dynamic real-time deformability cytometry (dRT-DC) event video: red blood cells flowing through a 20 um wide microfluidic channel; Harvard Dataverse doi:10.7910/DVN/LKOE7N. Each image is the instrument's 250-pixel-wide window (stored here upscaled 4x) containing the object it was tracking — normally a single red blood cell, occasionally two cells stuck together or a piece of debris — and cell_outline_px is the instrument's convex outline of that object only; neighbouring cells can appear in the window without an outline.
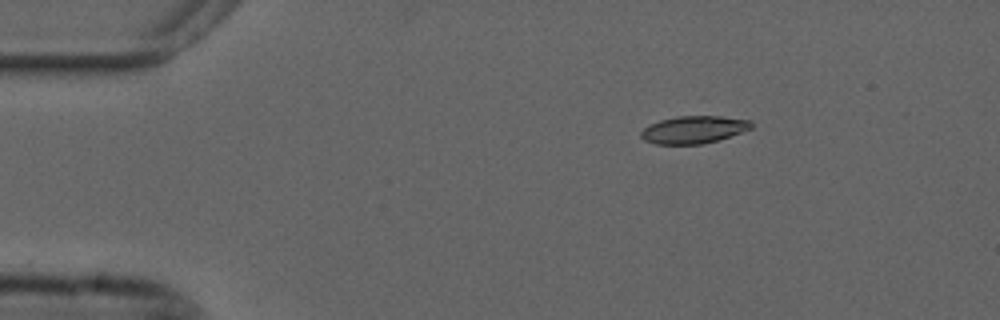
{"species": "common noctule bat (a hibernating species)", "species_latin": "Nyctalus noctula", "temperature_condition": "cold", "stored_images_in_passage": 47, "camera_frame_rate_fps": 3000, "um_per_image_px": 0.085, "animal": {"sex": "male", "forearm_length_mm": 52.5}, "frame": {"image": 1, "passage_image": 1, "time_ms": 0.0, "image_size_px": [1000, 320], "cell_outline_px": [[752, 128], [716, 140], [700, 144], [656, 144], [644, 140], [640, 136], [640, 132], [648, 124], [660, 120], [676, 116], [720, 116], [752, 120]], "centroid_in_image_um": [58.92, 11.01], "position_along_channel_um": 26.1, "area_um2": 17.57}}
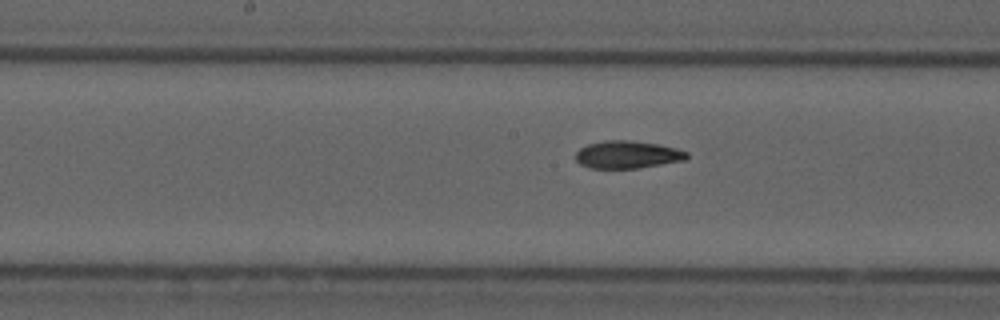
{"frame": {"image": 2, "passage_image": 20, "time_ms": 6.333, "image_size_px": [1000, 320], "cell_outline_px": [[688, 156], [684, 160], [640, 168], [592, 168], [580, 164], [576, 160], [576, 152], [580, 148], [588, 144], [604, 140], [628, 140], [656, 144], [676, 148], [688, 152]], "centroid_in_image_um": [53.32, 13.14], "position_along_channel_um": 194.9, "area_um2": 17.74}}
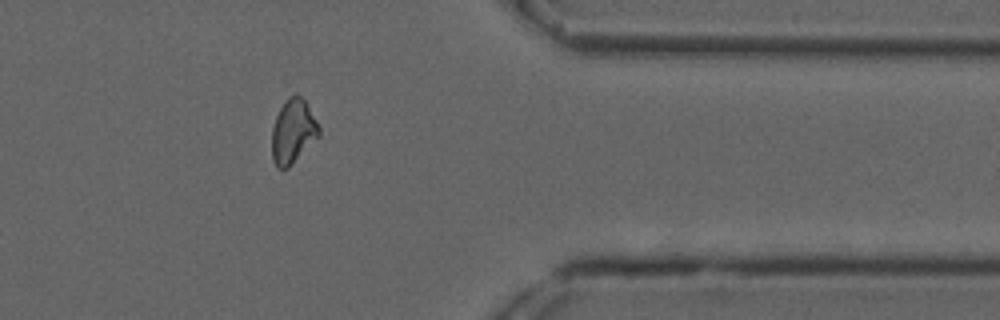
{"frame": {"image": 3, "passage_image": 37, "time_ms": 12.0, "image_size_px": [1000, 320], "cell_outline_px": [[320, 136], [288, 168], [276, 168], [272, 160], [272, 128], [276, 116], [280, 108], [288, 96], [296, 92], [304, 100], [316, 120], [320, 128]], "centroid_in_image_um": [24.9, 11.17], "position_along_channel_um": 386.5, "area_um2": 17.69}, "authors_computed_cell_mechanics": {"area_um2": 17.8602, "velocity_mm_per_s": 3.6814, "shape_relaxation_time_tau1_ms": null, "shape_relaxation_time_tau2_ms": 3.9332, "deformation_change_tau1": null, "deformation_change_tau2": 0.1111}}